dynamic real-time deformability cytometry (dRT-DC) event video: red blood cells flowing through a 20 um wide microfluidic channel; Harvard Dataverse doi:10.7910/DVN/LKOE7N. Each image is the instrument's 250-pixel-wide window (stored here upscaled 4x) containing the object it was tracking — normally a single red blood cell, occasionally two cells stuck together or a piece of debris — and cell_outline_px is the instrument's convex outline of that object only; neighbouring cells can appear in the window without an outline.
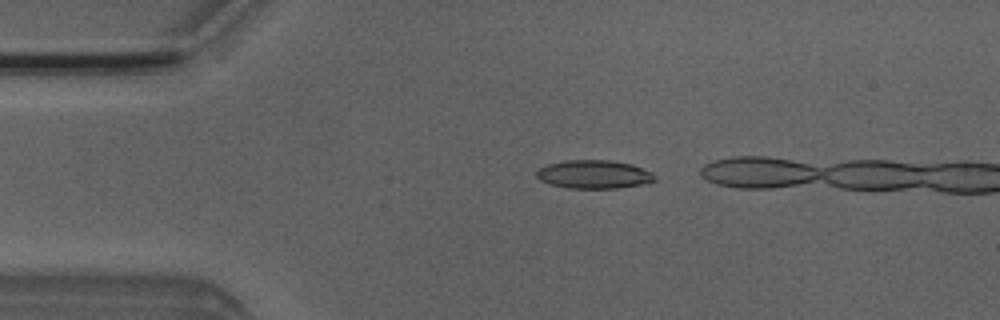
{"species": "Egyptian fruit bat (a non-hibernating species)", "species_latin": "Rousettus aegyptiacus", "temperature_condition": "room temperature", "stored_images_in_passage": 3, "camera_frame_rate_fps": 3000, "um_per_image_px": 0.085, "animal": {"sex": "male"}, "frame": {"image": 1, "passage_image": 1, "time_ms": 0.0, "image_size_px": [1000, 320], "cell_outline_px": [[656, 180], [648, 184], [620, 188], [568, 188], [548, 184], [540, 180], [536, 176], [536, 172], [540, 168], [548, 164], [568, 160], [608, 160], [632, 164], [652, 172], [656, 176]], "centroid_in_image_um": [50.53, 14.83], "position_along_channel_um": 34.5, "area_um2": 19.77}}